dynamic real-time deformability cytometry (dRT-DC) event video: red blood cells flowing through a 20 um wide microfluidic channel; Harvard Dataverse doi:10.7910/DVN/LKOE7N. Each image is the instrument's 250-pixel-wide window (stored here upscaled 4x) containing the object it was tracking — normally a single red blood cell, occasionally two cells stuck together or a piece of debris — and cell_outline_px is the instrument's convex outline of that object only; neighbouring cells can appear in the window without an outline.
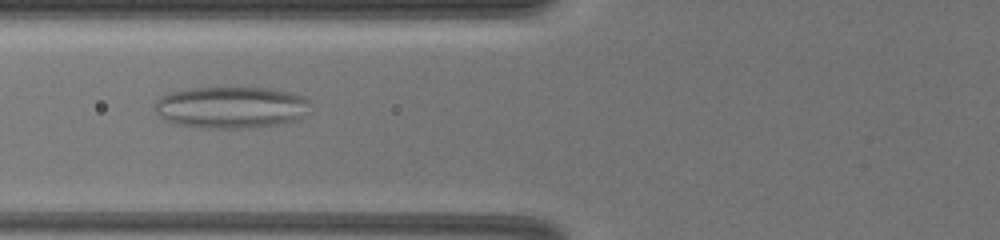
{"species": "common noctule bat (a hibernating species)", "species_latin": "Nyctalus noctula", "temperature_condition": "warm", "stored_images_in_passage": 44, "camera_frame_rate_fps": 3000, "um_per_image_px": 0.085, "animal": {"sex": "female", "body_mass_g": 19.5, "forearm_length_mm": 54.1}, "frame": {"image": 1, "passage_image": 12, "time_ms": 3.667, "image_size_px": [1000, 240], "cell_outline_px": [[308, 100], [292, 120], [280, 124], [252, 128], [200, 128], [172, 124], [164, 120], [156, 112], [156, 104], [164, 96], [172, 92], [192, 88], [272, 88], [292, 92]], "centroid_in_image_um": [19.52, 9.13], "position_along_channel_um": 106.3, "area_um2": 36.93}}
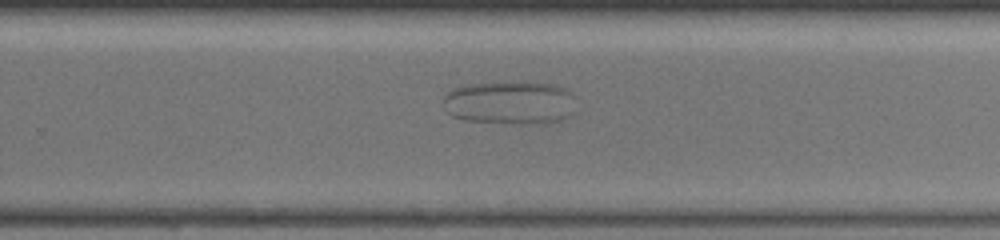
{"frame": {"image": 2, "passage_image": 27, "time_ms": 8.333, "image_size_px": [1000, 240], "cell_outline_px": [[572, 92], [564, 116], [560, 120], [552, 124], [520, 124], [464, 120], [452, 116], [448, 112], [444, 100], [444, 96], [452, 88], [468, 84], [512, 80], [552, 84], [564, 88]], "centroid_in_image_um": [43.24, 8.7], "position_along_channel_um": 286.6, "area_um2": 33.41}}